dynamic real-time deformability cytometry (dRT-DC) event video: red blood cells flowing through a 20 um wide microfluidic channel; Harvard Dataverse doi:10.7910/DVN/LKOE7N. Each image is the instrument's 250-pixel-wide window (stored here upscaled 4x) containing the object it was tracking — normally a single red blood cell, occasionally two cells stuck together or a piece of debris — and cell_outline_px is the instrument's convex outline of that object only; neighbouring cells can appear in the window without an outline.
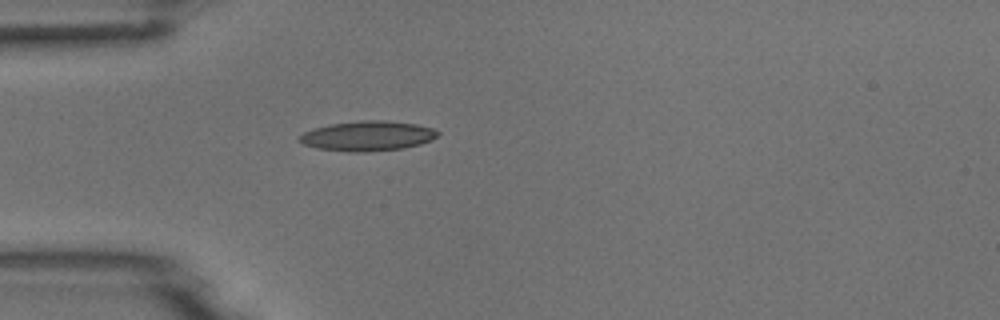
{"species": "common noctule bat (a hibernating species)", "species_latin": "Nyctalus noctula", "temperature_condition": "room temperature", "stored_images_in_passage": 4, "camera_frame_rate_fps": 3000, "um_per_image_px": 0.085, "animal": {"sex": "male", "body_mass_g": 18.8}, "frame": {"image": 1, "passage_image": 4, "time_ms": 1.0, "image_size_px": [1000, 320], "cell_outline_px": [[440, 132], [432, 140], [420, 144], [404, 148], [368, 152], [348, 152], [316, 148], [304, 144], [300, 140], [300, 136], [304, 132], [312, 128], [328, 124], [360, 120], [384, 120], [416, 124], [432, 128]], "centroid_in_image_um": [31.24, 11.55], "position_along_channel_um": 53.8, "area_um2": 24.22}}